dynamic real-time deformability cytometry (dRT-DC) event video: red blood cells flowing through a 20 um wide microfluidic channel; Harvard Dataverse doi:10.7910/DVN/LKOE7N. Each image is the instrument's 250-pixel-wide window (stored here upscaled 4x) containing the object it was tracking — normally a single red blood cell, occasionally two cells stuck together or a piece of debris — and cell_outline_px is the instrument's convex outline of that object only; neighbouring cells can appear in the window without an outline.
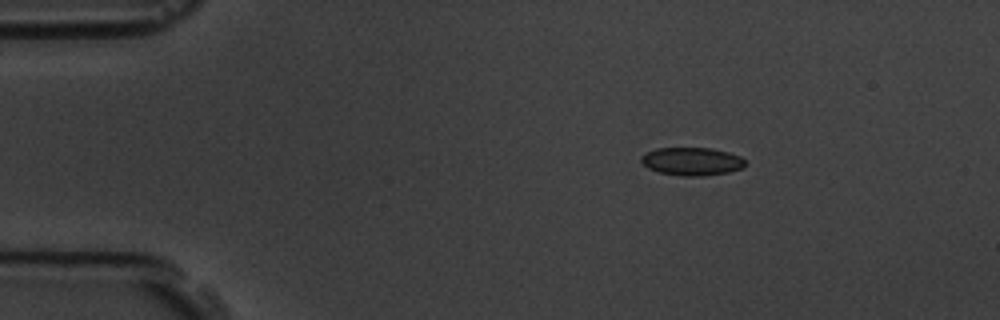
{"species": "common noctule bat (a hibernating species)", "species_latin": "Nyctalus noctula", "temperature_condition": "room temperature", "stored_images_in_passage": 3, "camera_frame_rate_fps": 3000, "um_per_image_px": 0.085, "animal": {"sex": "male", "body_mass_g": 19.5, "forearm_length_mm": 54.6}, "frame": {"image": 1, "passage_image": 1, "time_ms": 0.0, "image_size_px": [1000, 320], "cell_outline_px": [[744, 168], [728, 172], [700, 176], [684, 176], [660, 172], [648, 168], [640, 160], [640, 156], [656, 148], [712, 148], [728, 152], [740, 156], [744, 160]], "centroid_in_image_um": [58.81, 13.71], "position_along_channel_um": 26.2, "area_um2": 16.88}}